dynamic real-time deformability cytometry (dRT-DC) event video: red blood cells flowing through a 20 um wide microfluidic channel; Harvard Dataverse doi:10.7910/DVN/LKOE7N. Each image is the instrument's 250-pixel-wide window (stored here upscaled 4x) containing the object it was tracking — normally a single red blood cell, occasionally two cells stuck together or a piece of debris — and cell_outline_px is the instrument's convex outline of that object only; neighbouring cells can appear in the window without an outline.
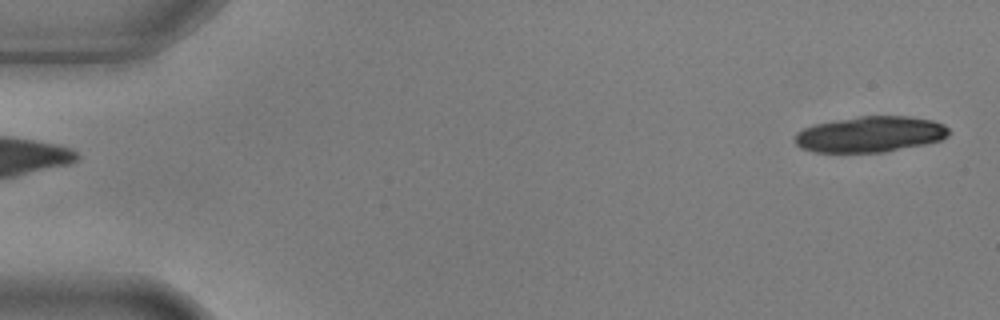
{"species": "common noctule bat (a hibernating species)", "species_latin": "Nyctalus noctula", "temperature_condition": "warm", "stored_images_in_passage": 6, "segment_of_instrument_passage": [2, 2], "camera_frame_rate_fps": 3000, "um_per_image_px": 0.085, "animal": {"sex": "male", "body_mass_g": 17.9, "forearm_length_mm": 54.2}, "frame": {"image": 1, "passage_image": 6, "time_ms": 1.667, "image_size_px": [1000, 320], "cell_outline_px": [[948, 136], [940, 140], [924, 144], [884, 152], [816, 152], [800, 148], [796, 144], [796, 132], [804, 128], [816, 124], [836, 120], [860, 116], [912, 116], [932, 120], [944, 124], [948, 128]], "centroid_in_image_um": [73.98, 11.41], "position_along_channel_um": 11.0, "area_um2": 32.02}}